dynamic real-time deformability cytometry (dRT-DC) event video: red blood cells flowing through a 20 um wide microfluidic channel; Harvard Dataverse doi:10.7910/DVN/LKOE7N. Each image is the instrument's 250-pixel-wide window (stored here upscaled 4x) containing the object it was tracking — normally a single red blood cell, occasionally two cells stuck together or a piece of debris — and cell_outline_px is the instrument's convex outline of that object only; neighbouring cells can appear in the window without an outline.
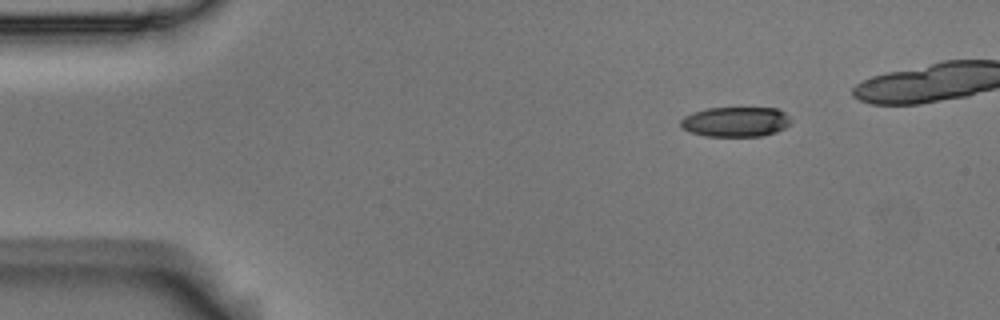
{"species": "Egyptian fruit bat (a non-hibernating species)", "species_latin": "Rousettus aegyptiacus", "temperature_condition": "room temperature", "stored_images_in_passage": 4, "camera_frame_rate_fps": 3000, "um_per_image_px": 0.085, "animal": {"sex": "male"}, "frame": {"image": 1, "passage_image": 1, "time_ms": 0.0, "image_size_px": [1000, 320], "cell_outline_px": [[792, 120], [784, 128], [776, 132], [760, 136], [704, 136], [692, 132], [684, 128], [680, 124], [680, 120], [684, 116], [692, 112], [708, 108], [776, 108], [784, 112]], "centroid_in_image_um": [62.52, 10.35], "position_along_channel_um": 22.5, "area_um2": 19.13}}